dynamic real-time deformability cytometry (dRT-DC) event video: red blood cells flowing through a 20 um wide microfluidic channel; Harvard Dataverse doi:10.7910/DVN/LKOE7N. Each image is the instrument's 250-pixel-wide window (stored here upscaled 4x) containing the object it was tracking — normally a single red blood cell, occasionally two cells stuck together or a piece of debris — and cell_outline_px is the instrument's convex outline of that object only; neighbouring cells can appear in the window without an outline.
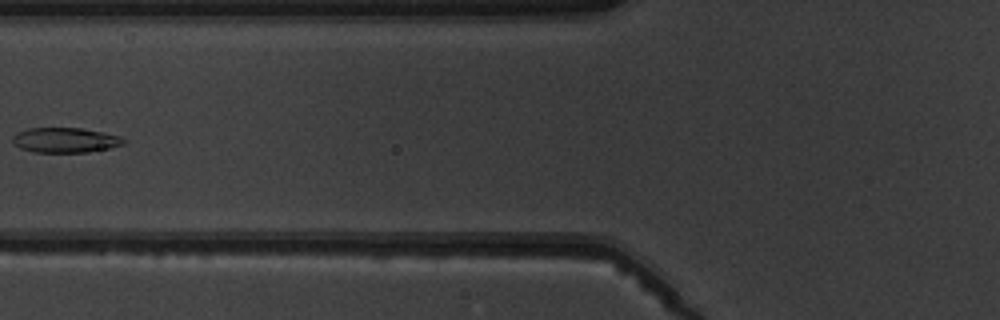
{"species": "common noctule bat (a hibernating species)", "species_latin": "Nyctalus noctula", "temperature_condition": "warm", "stored_images_in_passage": 6, "camera_frame_rate_fps": 3000, "um_per_image_px": 0.085, "animal": {"sex": "male", "body_mass_g": 19.5, "forearm_length_mm": 54.6}, "frame": {"image": 1, "passage_image": 5, "time_ms": 4.667, "image_size_px": [1000, 320], "cell_outline_px": [[124, 144], [112, 148], [88, 152], [32, 152], [20, 148], [12, 144], [12, 136], [16, 132], [28, 128], [80, 128], [120, 136], [124, 140]], "centroid_in_image_um": [5.49, 11.92], "position_along_channel_um": 120.3, "area_um2": 16.24}}
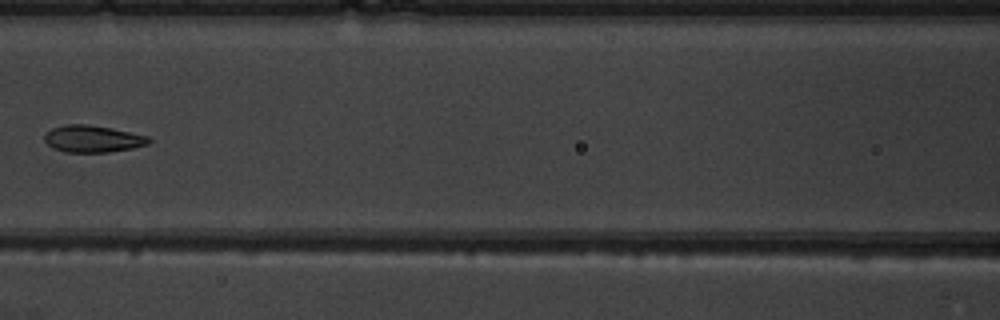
{"frame": {"image": 2, "passage_image": 6, "time_ms": 5.667, "image_size_px": [1000, 320], "cell_outline_px": [[152, 140], [148, 144], [132, 148], [108, 152], [64, 152], [52, 148], [44, 140], [44, 136], [52, 128], [68, 124], [88, 124], [112, 128], [148, 136]], "centroid_in_image_um": [7.88, 11.8], "position_along_channel_um": 158.7, "area_um2": 16.36}}